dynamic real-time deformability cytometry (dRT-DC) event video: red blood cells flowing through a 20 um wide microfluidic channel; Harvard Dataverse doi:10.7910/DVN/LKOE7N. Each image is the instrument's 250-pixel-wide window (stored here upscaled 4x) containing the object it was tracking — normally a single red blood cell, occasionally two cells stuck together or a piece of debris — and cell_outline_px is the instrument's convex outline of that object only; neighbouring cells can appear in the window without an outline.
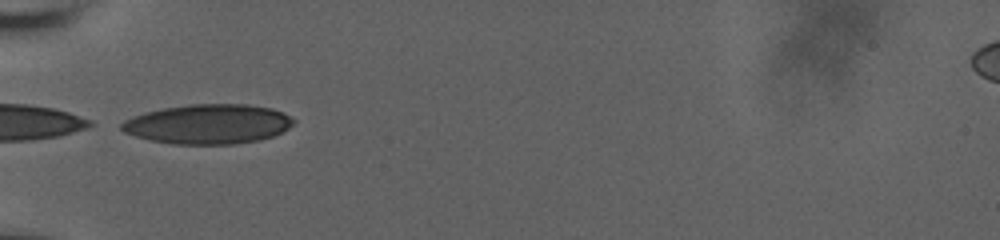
{"species": "human", "species_latin": "Homo sapiens", "temperature_condition": "room temperature", "stored_images_in_passage": 19, "camera_frame_rate_fps": 3000, "um_per_image_px": 0.085, "donor": {"sex": "male"}, "frame": {"image": 1, "passage_image": 1, "time_ms": 0.0, "image_size_px": [1000, 240], "cell_outline_px": [[296, 120], [288, 128], [272, 136], [260, 140], [236, 144], [172, 144], [152, 140], [136, 136], [124, 132], [120, 128], [120, 124], [124, 120], [132, 116], [144, 112], [164, 108], [188, 104], [248, 104], [272, 108]], "centroid_in_image_um": [17.67, 10.54], "position_along_channel_um": 67.3, "area_um2": 39.71}}
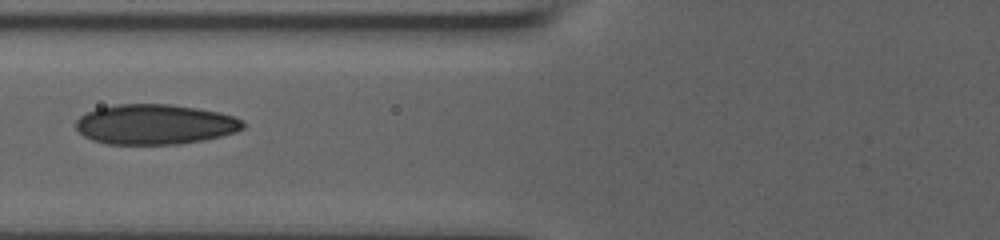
{"frame": {"image": 2, "passage_image": 4, "time_ms": 1.0, "image_size_px": [1000, 240], "cell_outline_px": [[244, 128], [236, 132], [204, 140], [180, 144], [108, 144], [92, 140], [84, 136], [76, 128], [76, 120], [80, 116], [96, 108], [116, 104], [168, 104], [196, 108], [220, 112], [232, 116], [240, 120], [244, 124]], "centroid_in_image_um": [13.15, 10.57], "position_along_channel_um": 112.6, "area_um2": 39.02}}
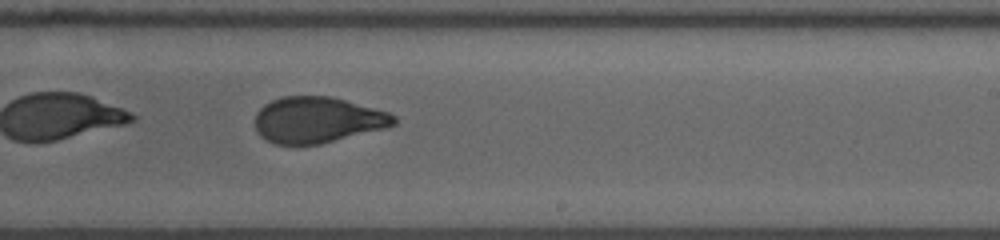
{"frame": {"image": 3, "passage_image": 16, "time_ms": 5.0, "image_size_px": [1000, 240], "cell_outline_px": [[396, 124], [388, 128], [320, 144], [276, 144], [260, 136], [256, 132], [256, 112], [264, 104], [272, 100], [284, 96], [332, 96], [388, 112], [396, 116]], "centroid_in_image_um": [27.0, 10.19], "position_along_channel_um": 262.0, "area_um2": 37.34}}